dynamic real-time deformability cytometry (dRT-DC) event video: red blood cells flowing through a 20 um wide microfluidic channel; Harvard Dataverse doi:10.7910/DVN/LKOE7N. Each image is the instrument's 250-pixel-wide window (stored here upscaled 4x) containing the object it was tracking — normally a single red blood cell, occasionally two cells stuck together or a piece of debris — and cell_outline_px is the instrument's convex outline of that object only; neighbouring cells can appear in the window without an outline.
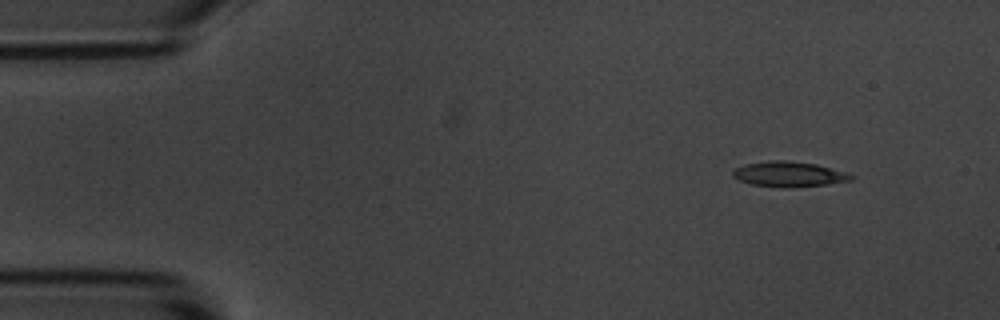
{"species": "common noctule bat (a hibernating species)", "species_latin": "Nyctalus noctula", "temperature_condition": "room temperature", "stored_images_in_passage": 5, "camera_frame_rate_fps": 3000, "um_per_image_px": 0.085, "animal": {"sex": "male", "body_mass_g": 20.1, "forearm_length_mm": 53.5}, "frame": {"image": 1, "passage_image": 1, "time_ms": 0.0, "image_size_px": [1000, 320], "cell_outline_px": [[856, 176], [852, 180], [828, 184], [792, 188], [784, 188], [752, 184], [740, 180], [732, 176], [732, 172], [736, 168], [744, 164], [772, 160], [784, 160], [816, 164]], "centroid_in_image_um": [67.05, 14.81], "position_along_channel_um": 18.0, "area_um2": 17.28}}
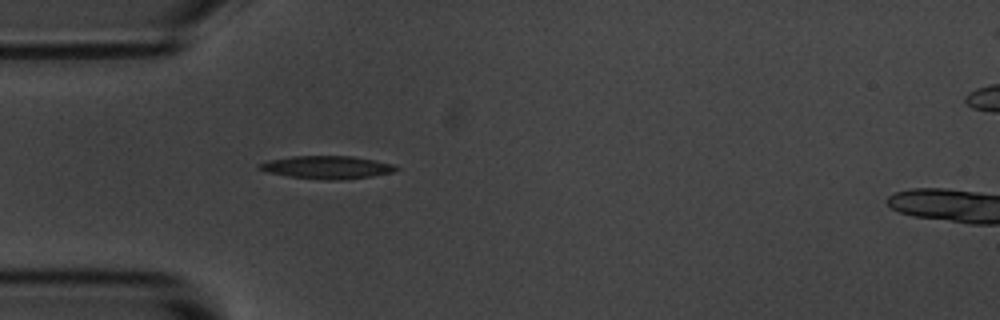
{"frame": {"image": 2, "passage_image": 4, "time_ms": 3.333, "image_size_px": [1000, 320], "cell_outline_px": [[400, 168], [392, 172], [372, 176], [344, 180], [324, 180], [288, 176], [264, 172], [256, 168], [256, 164], [268, 160], [292, 156], [352, 156], [392, 164]], "centroid_in_image_um": [27.71, 14.23], "position_along_channel_um": 57.3, "area_um2": 18.38}}